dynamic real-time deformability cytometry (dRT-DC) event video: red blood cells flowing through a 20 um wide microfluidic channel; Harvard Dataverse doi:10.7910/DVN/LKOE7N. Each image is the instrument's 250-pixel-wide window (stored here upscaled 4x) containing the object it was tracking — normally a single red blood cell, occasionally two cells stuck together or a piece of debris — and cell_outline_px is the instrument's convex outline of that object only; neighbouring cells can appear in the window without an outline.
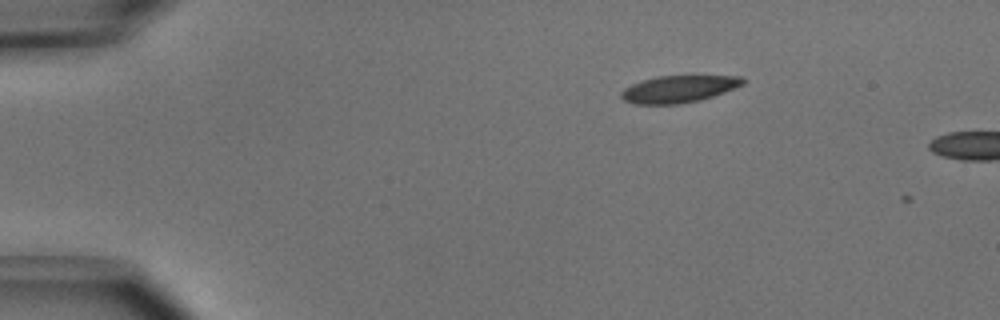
{"species": "common noctule bat (a hibernating species)", "species_latin": "Nyctalus noctula", "temperature_condition": "cold", "stored_images_in_passage": 5, "camera_frame_rate_fps": 3000, "um_per_image_px": 0.085, "animal": {"sex": "male", "body_mass_g": 15.6}, "frame": {"image": 1, "passage_image": 2, "time_ms": 0.333, "image_size_px": [1000, 320], "cell_outline_px": [[744, 84], [724, 92], [700, 100], [680, 104], [632, 104], [624, 100], [620, 96], [620, 92], [624, 88], [632, 84], [656, 76], [740, 76], [744, 80]], "centroid_in_image_um": [57.65, 7.57], "position_along_channel_um": 27.3, "area_um2": 19.07}}